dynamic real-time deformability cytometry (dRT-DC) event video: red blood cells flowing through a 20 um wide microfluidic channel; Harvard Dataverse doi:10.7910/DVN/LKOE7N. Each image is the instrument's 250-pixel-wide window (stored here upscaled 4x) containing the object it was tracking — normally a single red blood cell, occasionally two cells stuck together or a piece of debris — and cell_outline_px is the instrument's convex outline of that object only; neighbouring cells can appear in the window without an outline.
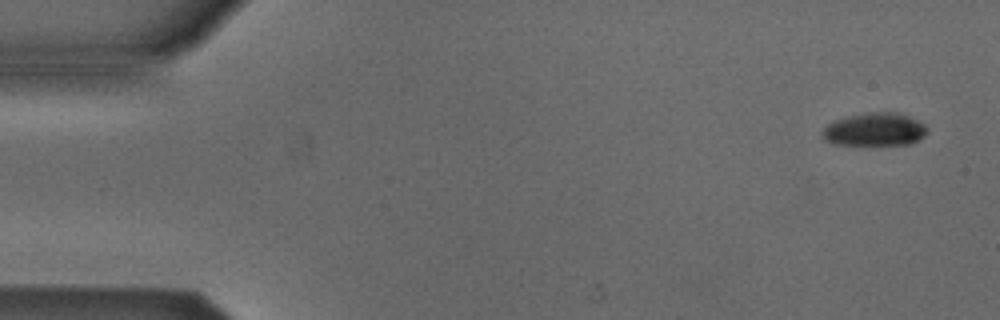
{"species": "Egyptian fruit bat (a non-hibernating species)", "species_latin": "Rousettus aegyptiacus", "temperature_condition": "cold", "stored_images_in_passage": 4, "camera_frame_rate_fps": 3000, "um_per_image_px": 0.085, "animal": {"sex": "male"}, "frame": {"image": 1, "passage_image": 1, "time_ms": 0.0, "image_size_px": [1000, 320], "cell_outline_px": [[928, 132], [920, 140], [912, 144], [832, 144], [824, 140], [820, 132], [828, 124], [836, 120], [848, 116], [868, 112], [896, 112], [908, 116], [924, 124], [928, 128]], "centroid_in_image_um": [74.36, 11.01], "position_along_channel_um": 10.6, "area_um2": 20.23}}
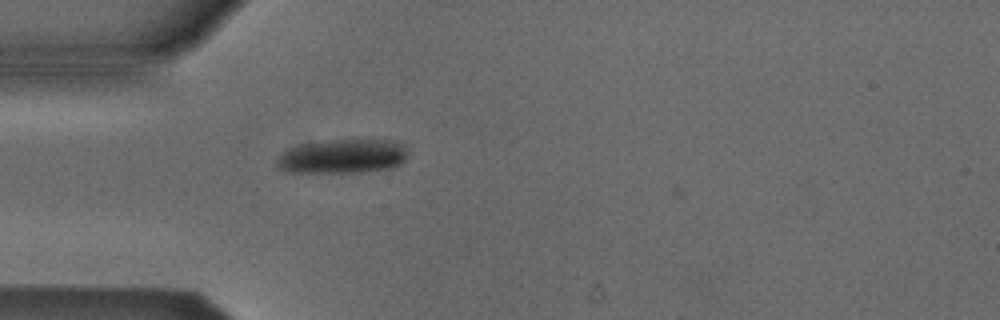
{"frame": {"image": 2, "passage_image": 4, "time_ms": 4.333, "image_size_px": [1000, 320], "cell_outline_px": [[404, 160], [400, 164], [392, 168], [360, 172], [288, 172], [280, 168], [276, 164], [276, 160], [284, 152], [300, 144], [328, 140], [392, 140], [404, 144]], "centroid_in_image_um": [29.11, 13.29], "position_along_channel_um": 55.9, "area_um2": 25.78}}